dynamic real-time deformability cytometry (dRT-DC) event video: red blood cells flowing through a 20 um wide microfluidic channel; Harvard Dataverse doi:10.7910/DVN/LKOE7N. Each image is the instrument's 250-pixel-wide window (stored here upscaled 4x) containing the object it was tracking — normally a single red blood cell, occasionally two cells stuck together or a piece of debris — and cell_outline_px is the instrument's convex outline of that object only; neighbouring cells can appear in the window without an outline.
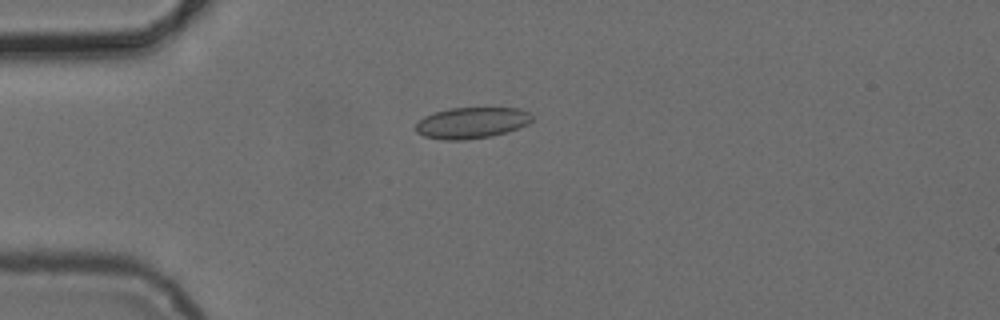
{"species": "common noctule bat (a hibernating species)", "species_latin": "Nyctalus noctula", "temperature_condition": "cold", "stored_images_in_passage": 3, "camera_frame_rate_fps": 3000, "um_per_image_px": 0.085, "animal": {"sex": "female", "body_mass_g": 24.6, "forearm_length_mm": 56.2}, "frame": {"image": 1, "passage_image": 1, "time_ms": 0.0, "image_size_px": [1000, 320], "cell_outline_px": [[532, 120], [528, 124], [492, 136], [464, 140], [444, 140], [424, 136], [416, 132], [416, 124], [424, 116], [436, 112], [452, 108], [520, 108], [528, 112], [532, 116]], "centroid_in_image_um": [40.08, 10.44], "position_along_channel_um": 44.9, "area_um2": 20.92}}
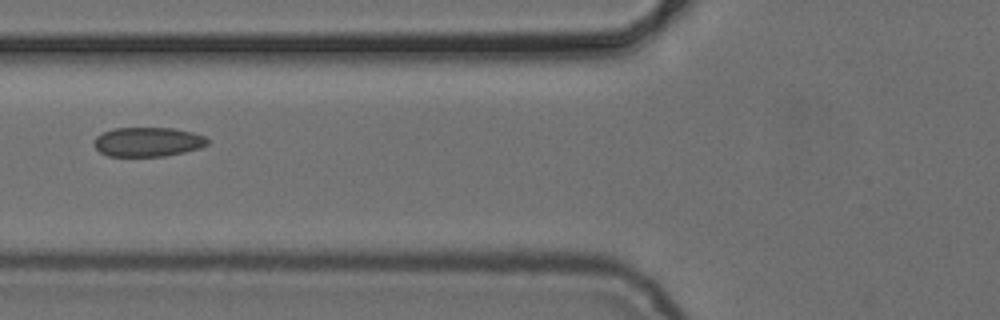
{"frame": {"image": 2, "passage_image": 3, "time_ms": 2.333, "image_size_px": [1000, 320], "cell_outline_px": [[208, 144], [200, 148], [184, 152], [164, 156], [108, 156], [100, 152], [96, 148], [96, 136], [112, 128], [172, 128], [192, 132], [204, 136], [208, 140]], "centroid_in_image_um": [12.58, 12.06], "position_along_channel_um": 113.2, "area_um2": 19.25}}